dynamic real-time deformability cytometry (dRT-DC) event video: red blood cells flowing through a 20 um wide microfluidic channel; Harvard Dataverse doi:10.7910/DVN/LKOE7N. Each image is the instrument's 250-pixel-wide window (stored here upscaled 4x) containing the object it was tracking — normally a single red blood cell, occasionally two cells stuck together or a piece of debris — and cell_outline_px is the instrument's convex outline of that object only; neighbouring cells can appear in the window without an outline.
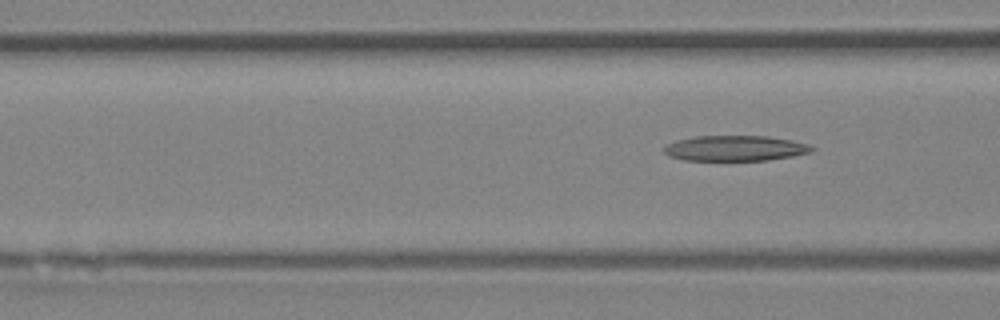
{"species": "Egyptian fruit bat (a non-hibernating species)", "species_latin": "Rousettus aegyptiacus", "temperature_condition": "room temperature", "stored_images_in_passage": 6, "camera_frame_rate_fps": 3000, "um_per_image_px": 0.085, "animal": {"sex": "female"}, "frame": {"image": 1, "passage_image": 6, "time_ms": 6.667, "image_size_px": [1000, 320], "cell_outline_px": [[816, 148], [812, 152], [792, 156], [768, 160], [684, 160], [668, 156], [664, 152], [664, 148], [668, 144], [676, 140], [696, 136], [768, 136], [792, 140], [808, 144]], "centroid_in_image_um": [62.51, 12.6], "position_along_channel_um": 104.1, "area_um2": 21.91}}